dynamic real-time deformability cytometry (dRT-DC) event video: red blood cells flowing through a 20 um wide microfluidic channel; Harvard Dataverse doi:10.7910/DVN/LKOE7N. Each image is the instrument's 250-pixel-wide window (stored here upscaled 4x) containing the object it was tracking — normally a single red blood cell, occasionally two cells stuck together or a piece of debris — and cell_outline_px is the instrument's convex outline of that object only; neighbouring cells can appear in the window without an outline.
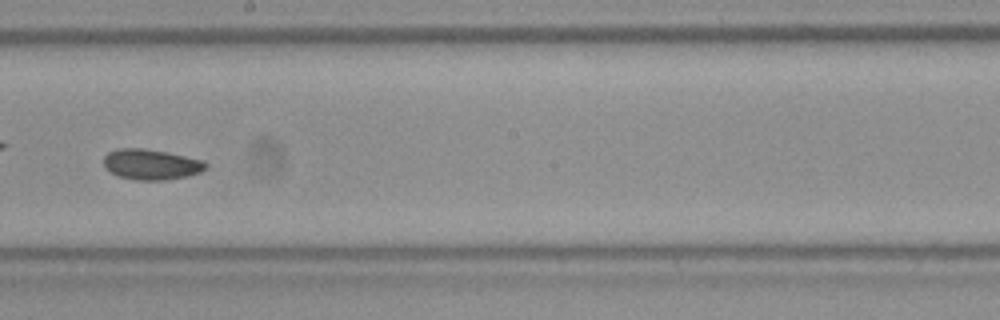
{"species": "Egyptian fruit bat (a non-hibernating species)", "species_latin": "Rousettus aegyptiacus", "temperature_condition": "room temperature", "stored_images_in_passage": 53, "camera_frame_rate_fps": 3000, "um_per_image_px": 0.085, "frame": {"image": 1, "passage_image": 31, "time_ms": 10.0, "image_size_px": [1000, 320], "cell_outline_px": [[208, 168], [200, 172], [188, 176], [164, 180], [136, 180], [116, 176], [104, 164], [104, 156], [108, 152], [120, 148], [144, 148], [168, 152], [204, 160], [208, 164]], "centroid_in_image_um": [12.89, 13.97], "position_along_channel_um": 235.3, "area_um2": 18.26}, "authors_computed_cell_mechanics": {"area_um2": 18.0336, "velocity_mm_per_s": 3.8752, "shape_relaxation_time_tau1_ms": null, "shape_relaxation_time_tau2_ms": 1.6188, "deformation_change_tau1": null, "deformation_change_tau2": 0.0409}}